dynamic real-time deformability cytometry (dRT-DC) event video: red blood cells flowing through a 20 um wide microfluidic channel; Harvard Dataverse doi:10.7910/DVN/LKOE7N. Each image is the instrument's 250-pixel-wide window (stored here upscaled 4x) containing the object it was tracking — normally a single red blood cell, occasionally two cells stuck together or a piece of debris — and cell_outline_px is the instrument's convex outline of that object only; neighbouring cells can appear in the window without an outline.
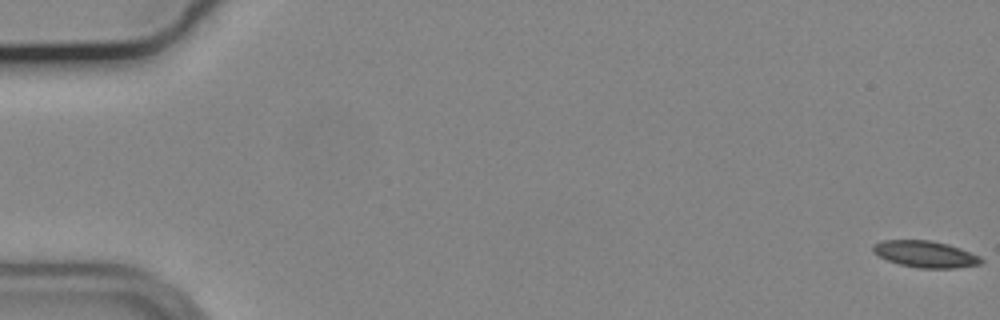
{"species": "common noctule bat (a hibernating species)", "species_latin": "Nyctalus noctula", "temperature_condition": "cold", "stored_images_in_passage": 57, "camera_frame_rate_fps": 3000, "um_per_image_px": 0.085, "animal": {"sex": "male", "body_mass_g": 19.2, "forearm_length_mm": 51.8}, "frame": {"image": 1, "passage_image": 1, "time_ms": 0.0, "image_size_px": [1000, 320], "cell_outline_px": [[984, 260], [980, 264], [956, 268], [920, 268], [900, 264], [888, 260], [872, 252], [872, 244], [884, 240], [932, 240], [948, 244], [960, 248], [980, 256]], "centroid_in_image_um": [78.66, 21.59], "position_along_channel_um": 6.3, "area_um2": 16.76}}
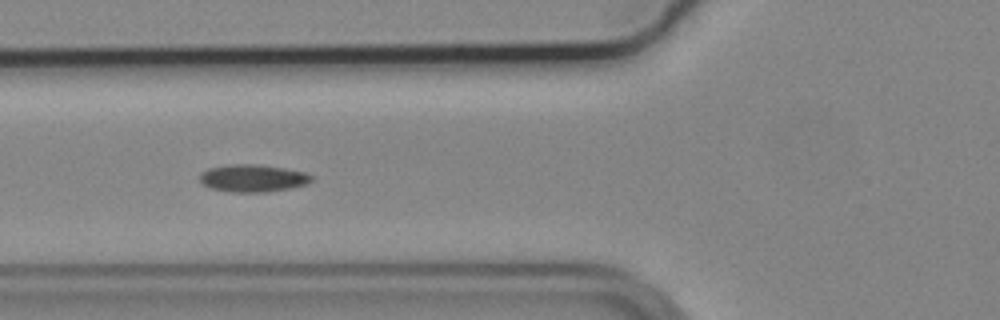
{"frame": {"image": 2, "passage_image": 22, "time_ms": 7.0, "image_size_px": [1000, 320], "cell_outline_px": [[312, 180], [308, 184], [292, 188], [264, 192], [232, 192], [208, 188], [200, 180], [200, 172], [208, 168], [232, 164], [256, 164], [284, 168], [304, 172], [312, 176]], "centroid_in_image_um": [21.48, 15.15], "position_along_channel_um": 104.3, "area_um2": 17.92}}
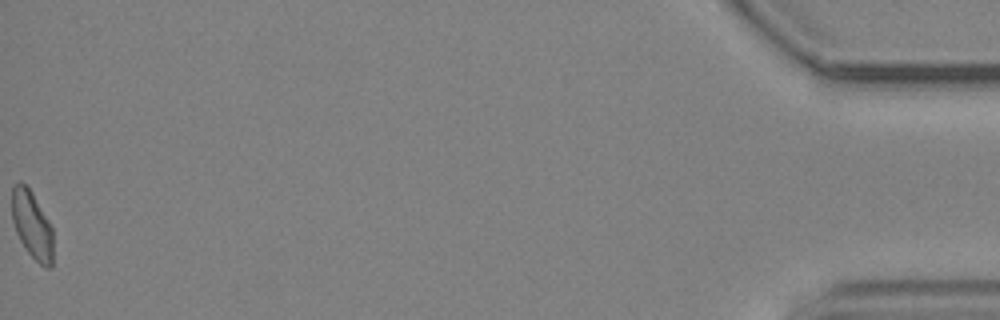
{"frame": {"image": 3, "passage_image": 57, "time_ms": 18.667, "image_size_px": [1000, 320], "cell_outline_px": [[52, 264], [48, 268], [40, 264], [28, 252], [20, 240], [16, 232], [12, 220], [12, 188], [20, 180], [32, 192], [48, 220], [52, 228]], "centroid_in_image_um": [2.71, 19.1], "position_along_channel_um": 432.5, "area_um2": 15.95}, "authors_computed_cell_mechanics": {"area_um2": 16.9354, "velocity_mm_per_s": 3.6954, "shape_relaxation_time_tau1_ms": 9.3065, "shape_relaxation_time_tau2_ms": 8.3501, "deformation_change_tau1": 0.1627, "deformation_change_tau2": 0.1141}}